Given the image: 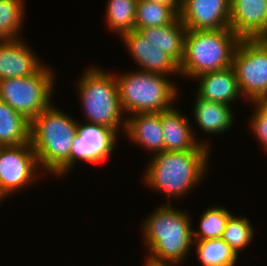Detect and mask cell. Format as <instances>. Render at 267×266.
I'll return each instance as SVG.
<instances>
[{
  "label": "cell",
  "mask_w": 267,
  "mask_h": 266,
  "mask_svg": "<svg viewBox=\"0 0 267 266\" xmlns=\"http://www.w3.org/2000/svg\"><path fill=\"white\" fill-rule=\"evenodd\" d=\"M138 31L151 45L164 51L180 66L184 55L187 28L179 17L169 25L146 27Z\"/></svg>",
  "instance_id": "18"
},
{
  "label": "cell",
  "mask_w": 267,
  "mask_h": 266,
  "mask_svg": "<svg viewBox=\"0 0 267 266\" xmlns=\"http://www.w3.org/2000/svg\"><path fill=\"white\" fill-rule=\"evenodd\" d=\"M231 0H182L179 18L187 30L230 28Z\"/></svg>",
  "instance_id": "11"
},
{
  "label": "cell",
  "mask_w": 267,
  "mask_h": 266,
  "mask_svg": "<svg viewBox=\"0 0 267 266\" xmlns=\"http://www.w3.org/2000/svg\"><path fill=\"white\" fill-rule=\"evenodd\" d=\"M230 29L240 39H267V0H231Z\"/></svg>",
  "instance_id": "12"
},
{
  "label": "cell",
  "mask_w": 267,
  "mask_h": 266,
  "mask_svg": "<svg viewBox=\"0 0 267 266\" xmlns=\"http://www.w3.org/2000/svg\"><path fill=\"white\" fill-rule=\"evenodd\" d=\"M120 37L130 51V55L140 65L139 70L165 76L180 73L179 65L164 51L151 45L138 30L125 33Z\"/></svg>",
  "instance_id": "13"
},
{
  "label": "cell",
  "mask_w": 267,
  "mask_h": 266,
  "mask_svg": "<svg viewBox=\"0 0 267 266\" xmlns=\"http://www.w3.org/2000/svg\"><path fill=\"white\" fill-rule=\"evenodd\" d=\"M253 227L246 217L230 216L226 228L223 232L222 239L235 251L244 249L252 241Z\"/></svg>",
  "instance_id": "26"
},
{
  "label": "cell",
  "mask_w": 267,
  "mask_h": 266,
  "mask_svg": "<svg viewBox=\"0 0 267 266\" xmlns=\"http://www.w3.org/2000/svg\"><path fill=\"white\" fill-rule=\"evenodd\" d=\"M199 78L197 95L203 99L221 104H231L242 94L233 66L214 72L202 74Z\"/></svg>",
  "instance_id": "15"
},
{
  "label": "cell",
  "mask_w": 267,
  "mask_h": 266,
  "mask_svg": "<svg viewBox=\"0 0 267 266\" xmlns=\"http://www.w3.org/2000/svg\"><path fill=\"white\" fill-rule=\"evenodd\" d=\"M153 212L142 225L145 244L151 252L147 260L156 264L181 263L193 244L189 215L170 204Z\"/></svg>",
  "instance_id": "3"
},
{
  "label": "cell",
  "mask_w": 267,
  "mask_h": 266,
  "mask_svg": "<svg viewBox=\"0 0 267 266\" xmlns=\"http://www.w3.org/2000/svg\"><path fill=\"white\" fill-rule=\"evenodd\" d=\"M207 143H202L194 150L162 151L154 154V158L146 168L145 181L149 188H155L168 197H182L203 179L209 163Z\"/></svg>",
  "instance_id": "1"
},
{
  "label": "cell",
  "mask_w": 267,
  "mask_h": 266,
  "mask_svg": "<svg viewBox=\"0 0 267 266\" xmlns=\"http://www.w3.org/2000/svg\"><path fill=\"white\" fill-rule=\"evenodd\" d=\"M232 66L241 94L250 103L267 97V39H241Z\"/></svg>",
  "instance_id": "8"
},
{
  "label": "cell",
  "mask_w": 267,
  "mask_h": 266,
  "mask_svg": "<svg viewBox=\"0 0 267 266\" xmlns=\"http://www.w3.org/2000/svg\"><path fill=\"white\" fill-rule=\"evenodd\" d=\"M240 40L230 28L187 30L179 74L196 78L231 67Z\"/></svg>",
  "instance_id": "4"
},
{
  "label": "cell",
  "mask_w": 267,
  "mask_h": 266,
  "mask_svg": "<svg viewBox=\"0 0 267 266\" xmlns=\"http://www.w3.org/2000/svg\"><path fill=\"white\" fill-rule=\"evenodd\" d=\"M203 266H234L238 254L222 239L193 241Z\"/></svg>",
  "instance_id": "22"
},
{
  "label": "cell",
  "mask_w": 267,
  "mask_h": 266,
  "mask_svg": "<svg viewBox=\"0 0 267 266\" xmlns=\"http://www.w3.org/2000/svg\"><path fill=\"white\" fill-rule=\"evenodd\" d=\"M154 3H161V4H167V5H180L179 0H149Z\"/></svg>",
  "instance_id": "29"
},
{
  "label": "cell",
  "mask_w": 267,
  "mask_h": 266,
  "mask_svg": "<svg viewBox=\"0 0 267 266\" xmlns=\"http://www.w3.org/2000/svg\"><path fill=\"white\" fill-rule=\"evenodd\" d=\"M51 71L43 66L31 76L0 80V100L31 122L51 105L54 85Z\"/></svg>",
  "instance_id": "7"
},
{
  "label": "cell",
  "mask_w": 267,
  "mask_h": 266,
  "mask_svg": "<svg viewBox=\"0 0 267 266\" xmlns=\"http://www.w3.org/2000/svg\"><path fill=\"white\" fill-rule=\"evenodd\" d=\"M24 5L23 0H0V40L21 38L19 33L24 20Z\"/></svg>",
  "instance_id": "24"
},
{
  "label": "cell",
  "mask_w": 267,
  "mask_h": 266,
  "mask_svg": "<svg viewBox=\"0 0 267 266\" xmlns=\"http://www.w3.org/2000/svg\"><path fill=\"white\" fill-rule=\"evenodd\" d=\"M116 136L104 126L78 122L70 154V169L77 159L89 164L103 162L113 152Z\"/></svg>",
  "instance_id": "10"
},
{
  "label": "cell",
  "mask_w": 267,
  "mask_h": 266,
  "mask_svg": "<svg viewBox=\"0 0 267 266\" xmlns=\"http://www.w3.org/2000/svg\"><path fill=\"white\" fill-rule=\"evenodd\" d=\"M194 117L200 129L205 133L218 134L232 127L233 113L231 106L206 100L196 95Z\"/></svg>",
  "instance_id": "19"
},
{
  "label": "cell",
  "mask_w": 267,
  "mask_h": 266,
  "mask_svg": "<svg viewBox=\"0 0 267 266\" xmlns=\"http://www.w3.org/2000/svg\"><path fill=\"white\" fill-rule=\"evenodd\" d=\"M145 262H146L144 264L145 266H175V265H171V264H156V263H152L148 260H146Z\"/></svg>",
  "instance_id": "30"
},
{
  "label": "cell",
  "mask_w": 267,
  "mask_h": 266,
  "mask_svg": "<svg viewBox=\"0 0 267 266\" xmlns=\"http://www.w3.org/2000/svg\"><path fill=\"white\" fill-rule=\"evenodd\" d=\"M31 122L0 100V147L30 142Z\"/></svg>",
  "instance_id": "20"
},
{
  "label": "cell",
  "mask_w": 267,
  "mask_h": 266,
  "mask_svg": "<svg viewBox=\"0 0 267 266\" xmlns=\"http://www.w3.org/2000/svg\"><path fill=\"white\" fill-rule=\"evenodd\" d=\"M83 74L77 84L87 123L104 126L116 135L123 123L122 129L125 131L127 118H121L124 110L118 95L116 77L97 67L88 68Z\"/></svg>",
  "instance_id": "5"
},
{
  "label": "cell",
  "mask_w": 267,
  "mask_h": 266,
  "mask_svg": "<svg viewBox=\"0 0 267 266\" xmlns=\"http://www.w3.org/2000/svg\"><path fill=\"white\" fill-rule=\"evenodd\" d=\"M253 103L255 104V109L267 120V97L257 98Z\"/></svg>",
  "instance_id": "28"
},
{
  "label": "cell",
  "mask_w": 267,
  "mask_h": 266,
  "mask_svg": "<svg viewBox=\"0 0 267 266\" xmlns=\"http://www.w3.org/2000/svg\"><path fill=\"white\" fill-rule=\"evenodd\" d=\"M115 77L123 110L131 115L166 111L178 96L176 85L162 74L140 70Z\"/></svg>",
  "instance_id": "6"
},
{
  "label": "cell",
  "mask_w": 267,
  "mask_h": 266,
  "mask_svg": "<svg viewBox=\"0 0 267 266\" xmlns=\"http://www.w3.org/2000/svg\"><path fill=\"white\" fill-rule=\"evenodd\" d=\"M23 39L0 40V80L34 75L41 61Z\"/></svg>",
  "instance_id": "14"
},
{
  "label": "cell",
  "mask_w": 267,
  "mask_h": 266,
  "mask_svg": "<svg viewBox=\"0 0 267 266\" xmlns=\"http://www.w3.org/2000/svg\"><path fill=\"white\" fill-rule=\"evenodd\" d=\"M77 125L74 118L52 104L31 121L30 142L41 167L61 176L70 170Z\"/></svg>",
  "instance_id": "2"
},
{
  "label": "cell",
  "mask_w": 267,
  "mask_h": 266,
  "mask_svg": "<svg viewBox=\"0 0 267 266\" xmlns=\"http://www.w3.org/2000/svg\"><path fill=\"white\" fill-rule=\"evenodd\" d=\"M250 121L251 130L265 147L264 149H267V120L255 109Z\"/></svg>",
  "instance_id": "27"
},
{
  "label": "cell",
  "mask_w": 267,
  "mask_h": 266,
  "mask_svg": "<svg viewBox=\"0 0 267 266\" xmlns=\"http://www.w3.org/2000/svg\"><path fill=\"white\" fill-rule=\"evenodd\" d=\"M129 116L125 133L131 141L154 151L153 154L164 151L161 113H135Z\"/></svg>",
  "instance_id": "16"
},
{
  "label": "cell",
  "mask_w": 267,
  "mask_h": 266,
  "mask_svg": "<svg viewBox=\"0 0 267 266\" xmlns=\"http://www.w3.org/2000/svg\"><path fill=\"white\" fill-rule=\"evenodd\" d=\"M138 0H108L106 21L108 28L121 36L135 30Z\"/></svg>",
  "instance_id": "23"
},
{
  "label": "cell",
  "mask_w": 267,
  "mask_h": 266,
  "mask_svg": "<svg viewBox=\"0 0 267 266\" xmlns=\"http://www.w3.org/2000/svg\"><path fill=\"white\" fill-rule=\"evenodd\" d=\"M161 126L164 136V151L194 150L200 143L189 126L188 117L174 107L161 112Z\"/></svg>",
  "instance_id": "17"
},
{
  "label": "cell",
  "mask_w": 267,
  "mask_h": 266,
  "mask_svg": "<svg viewBox=\"0 0 267 266\" xmlns=\"http://www.w3.org/2000/svg\"><path fill=\"white\" fill-rule=\"evenodd\" d=\"M203 213L200 218V232L192 230L193 241L221 238L232 213L224 206H213Z\"/></svg>",
  "instance_id": "25"
},
{
  "label": "cell",
  "mask_w": 267,
  "mask_h": 266,
  "mask_svg": "<svg viewBox=\"0 0 267 266\" xmlns=\"http://www.w3.org/2000/svg\"><path fill=\"white\" fill-rule=\"evenodd\" d=\"M180 5L154 3L138 0L135 16V30L159 27L173 23L179 17Z\"/></svg>",
  "instance_id": "21"
},
{
  "label": "cell",
  "mask_w": 267,
  "mask_h": 266,
  "mask_svg": "<svg viewBox=\"0 0 267 266\" xmlns=\"http://www.w3.org/2000/svg\"><path fill=\"white\" fill-rule=\"evenodd\" d=\"M36 153L31 142L19 146L0 147V202L8 194L31 185L39 175Z\"/></svg>",
  "instance_id": "9"
}]
</instances>
